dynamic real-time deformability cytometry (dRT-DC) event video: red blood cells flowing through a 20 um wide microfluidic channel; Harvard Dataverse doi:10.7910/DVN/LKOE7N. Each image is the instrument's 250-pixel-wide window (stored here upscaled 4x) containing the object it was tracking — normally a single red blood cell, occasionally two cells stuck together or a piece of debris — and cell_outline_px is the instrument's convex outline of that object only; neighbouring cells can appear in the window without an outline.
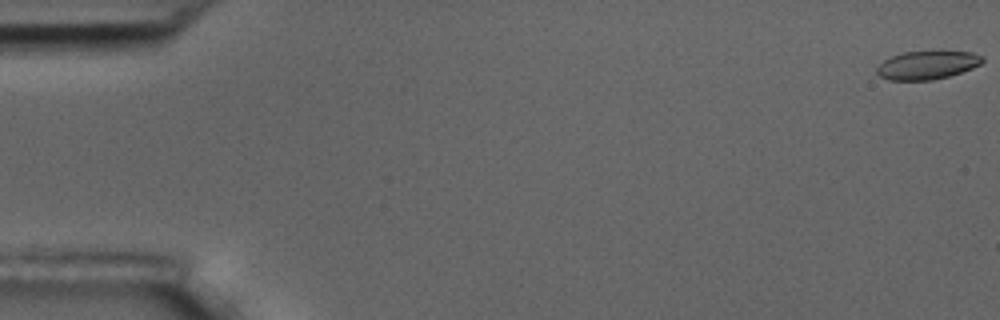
{"species": "common noctule bat (a hibernating species)", "species_latin": "Nyctalus noctula", "temperature_condition": "room temperature", "stored_images_in_passage": 57, "camera_frame_rate_fps": 3000, "um_per_image_px": 0.085, "animal": {"sex": "male", "body_mass_g": 17.5, "forearm_length_mm": 52.3}, "frame": {"image": 1, "passage_image": 1, "time_ms": 0.0, "image_size_px": [1000, 320], "cell_outline_px": [[984, 60], [980, 64], [972, 68], [948, 76], [932, 80], [888, 80], [880, 76], [876, 72], [876, 68], [884, 60], [892, 56], [904, 52], [972, 52], [984, 56]], "centroid_in_image_um": [78.8, 5.54], "position_along_channel_um": 6.2, "area_um2": 17.22}}
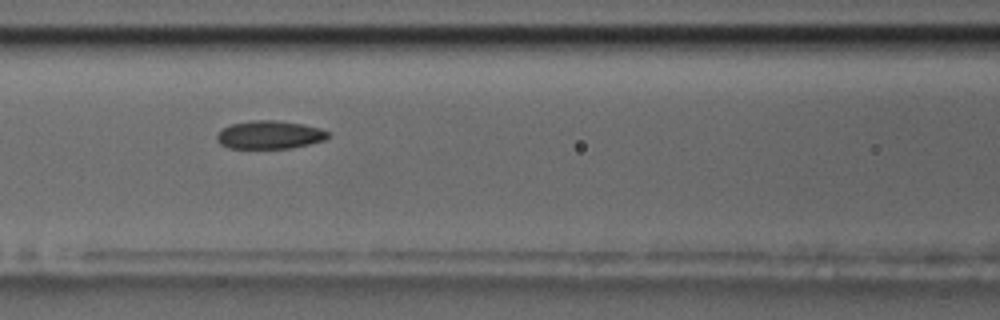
{"frame": {"image": 2, "passage_image": 25, "time_ms": 8.0, "image_size_px": [1000, 320], "cell_outline_px": [[328, 136], [324, 140], [292, 148], [228, 148], [220, 144], [216, 140], [216, 136], [220, 128], [232, 124], [252, 120], [276, 120], [304, 124], [320, 128], [328, 132]], "centroid_in_image_um": [22.87, 11.45], "position_along_channel_um": 143.7, "area_um2": 18.32}}
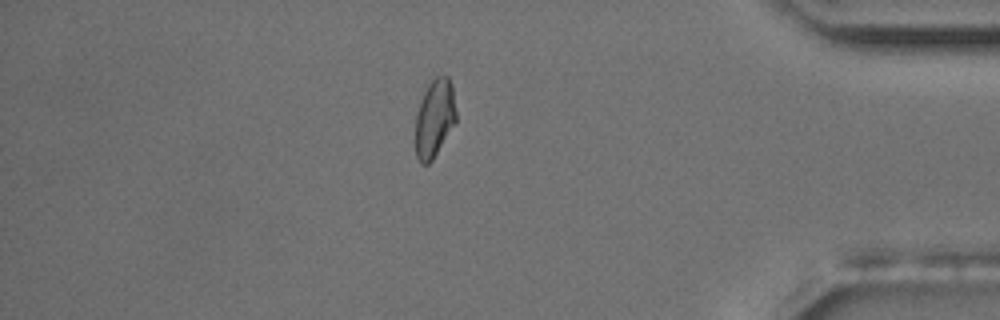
{"frame": {"image": 3, "passage_image": 49, "time_ms": 16.0, "image_size_px": [1000, 320], "cell_outline_px": [[456, 120], [432, 160], [428, 164], [420, 164], [416, 156], [416, 112], [420, 100], [424, 92], [432, 80], [436, 76], [448, 76], [452, 84], [456, 112]], "centroid_in_image_um": [36.93, 10.04], "position_along_channel_um": 398.3, "area_um2": 18.26}, "authors_computed_cell_mechanics": {"area_um2": 18.8428, "velocity_mm_per_s": 3.6135, "shape_relaxation_time_tau1_ms": 4.1504, "shape_relaxation_time_tau2_ms": 2.28, "deformation_change_tau1": 0.1277, "deformation_change_tau2": 0.0807}}